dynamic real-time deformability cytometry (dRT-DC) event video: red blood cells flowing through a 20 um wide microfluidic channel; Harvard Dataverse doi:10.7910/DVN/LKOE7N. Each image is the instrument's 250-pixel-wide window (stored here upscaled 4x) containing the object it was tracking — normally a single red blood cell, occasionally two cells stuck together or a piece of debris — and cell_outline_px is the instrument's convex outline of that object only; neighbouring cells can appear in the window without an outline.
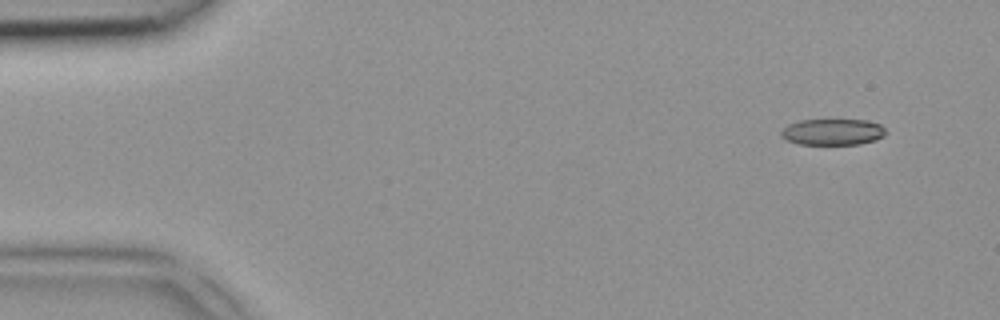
{"species": "common noctule bat (a hibernating species)", "species_latin": "Nyctalus noctula", "temperature_condition": "room temperature", "stored_images_in_passage": 5, "segment_of_instrument_passage": [2, 2], "camera_frame_rate_fps": 3000, "um_per_image_px": 0.085, "animal": {"sex": "female", "body_mass_g": 18.4}, "frame": {"image": 1, "passage_image": 5, "time_ms": 1.333, "image_size_px": [1000, 320], "cell_outline_px": [[888, 132], [884, 136], [876, 140], [860, 144], [800, 144], [784, 140], [780, 136], [780, 132], [788, 124], [800, 120], [868, 120], [880, 124]], "centroid_in_image_um": [70.78, 11.22], "position_along_channel_um": 14.2, "area_um2": 16.18}}